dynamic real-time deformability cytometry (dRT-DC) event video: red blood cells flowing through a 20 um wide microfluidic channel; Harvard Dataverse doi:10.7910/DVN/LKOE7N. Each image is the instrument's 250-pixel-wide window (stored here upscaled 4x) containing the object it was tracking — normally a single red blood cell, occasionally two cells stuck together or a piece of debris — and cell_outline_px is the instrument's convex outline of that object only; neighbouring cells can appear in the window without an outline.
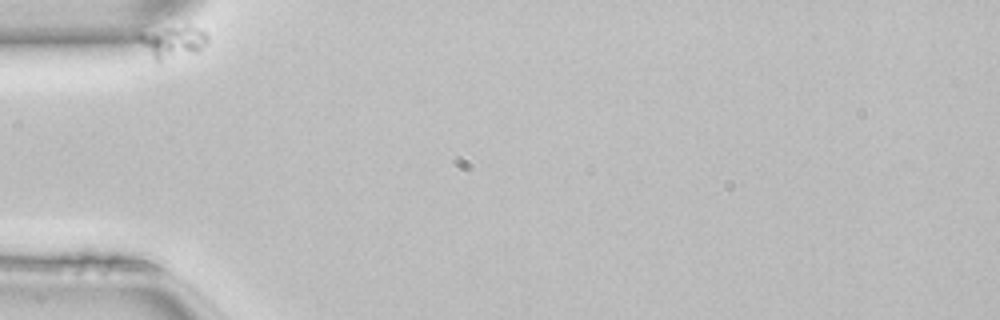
{"species": "common noctule bat (a hibernating species)", "species_latin": "Nyctalus noctula", "temperature_condition": "room temperature", "stored_images_in_passage": 50, "camera_frame_rate_fps": 3000, "um_per_image_px": 0.085, "animal": {"sex": "female", "body_mass_g": 22.7, "forearm_length_mm": 54.2}, "frame": {"image": 1, "passage_image": 1, "time_ms": 0.0, "image_size_px": [1000, 320], "cell_outline_px": [[208, 40], [196, 52], [160, 60], [156, 60], [152, 56], [136, 36], [140, 32], [188, 24], [204, 32], [208, 36]], "centroid_in_image_um": [14.68, 3.5], "position_along_channel_um": 70.3, "area_um2": 12.37}}